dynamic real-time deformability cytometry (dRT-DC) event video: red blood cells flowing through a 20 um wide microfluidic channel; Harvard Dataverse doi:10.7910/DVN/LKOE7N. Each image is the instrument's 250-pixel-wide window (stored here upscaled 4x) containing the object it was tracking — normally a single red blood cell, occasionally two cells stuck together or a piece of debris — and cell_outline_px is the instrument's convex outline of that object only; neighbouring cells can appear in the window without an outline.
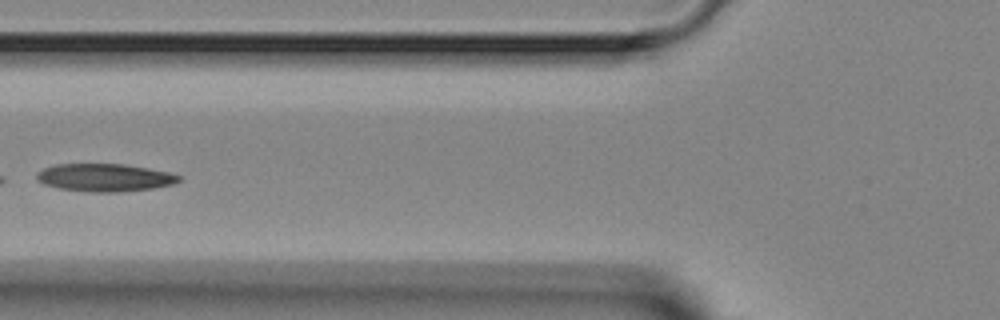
{"species": "Egyptian fruit bat (a non-hibernating species)", "species_latin": "Rousettus aegyptiacus", "temperature_condition": "room temperature", "stored_images_in_passage": 6, "camera_frame_rate_fps": 3000, "um_per_image_px": 0.085, "animal": {"sex": "female"}, "frame": {"image": 1, "passage_image": 4, "time_ms": 3.667, "image_size_px": [1000, 320], "cell_outline_px": [[180, 180], [172, 184], [152, 188], [116, 192], [92, 192], [60, 188], [44, 184], [36, 180], [36, 172], [44, 168], [56, 164], [124, 164], [148, 168], [168, 172], [180, 176]], "centroid_in_image_um": [8.86, 15.08], "position_along_channel_um": 116.9, "area_um2": 22.83}}
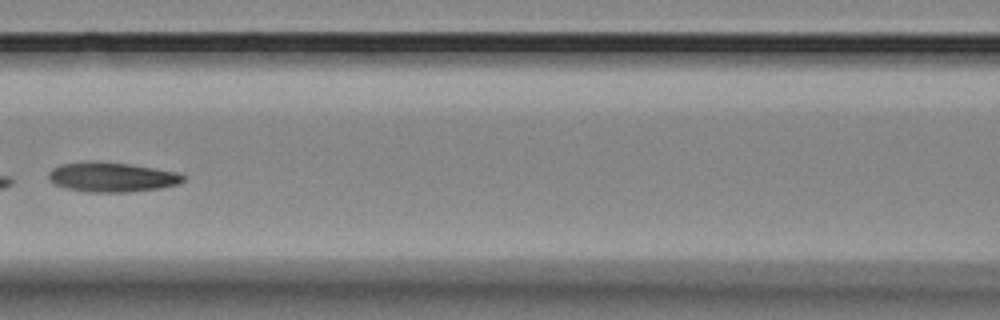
{"frame": {"image": 2, "passage_image": 5, "time_ms": 4.667, "image_size_px": [1000, 320], "cell_outline_px": [[188, 176], [180, 184], [160, 188], [128, 192], [88, 192], [68, 188], [56, 184], [48, 180], [48, 172], [52, 168], [60, 164], [88, 160], [96, 160], [128, 164], [180, 172]], "centroid_in_image_um": [9.53, 15.03], "position_along_channel_um": 157.1, "area_um2": 23.64}}
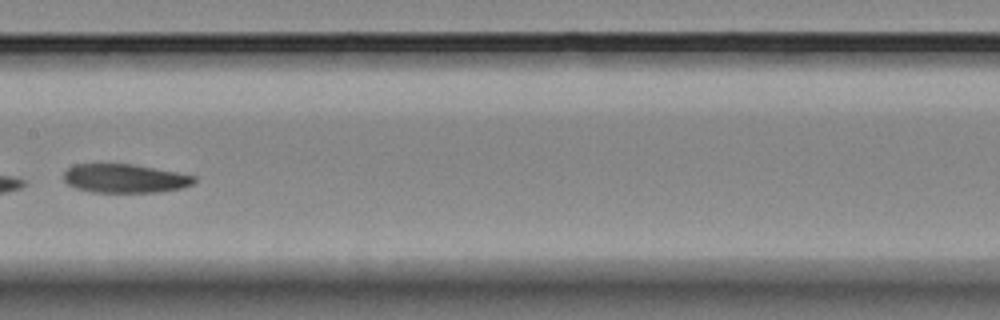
{"frame": {"image": 3, "passage_image": 6, "time_ms": 5.667, "image_size_px": [1000, 320], "cell_outline_px": [[196, 180], [192, 184], [184, 188], [160, 192], [92, 192], [76, 188], [68, 184], [64, 180], [64, 172], [72, 164], [132, 164], [176, 172], [196, 176]], "centroid_in_image_um": [10.62, 15.17], "position_along_channel_um": 196.8, "area_um2": 21.91}}